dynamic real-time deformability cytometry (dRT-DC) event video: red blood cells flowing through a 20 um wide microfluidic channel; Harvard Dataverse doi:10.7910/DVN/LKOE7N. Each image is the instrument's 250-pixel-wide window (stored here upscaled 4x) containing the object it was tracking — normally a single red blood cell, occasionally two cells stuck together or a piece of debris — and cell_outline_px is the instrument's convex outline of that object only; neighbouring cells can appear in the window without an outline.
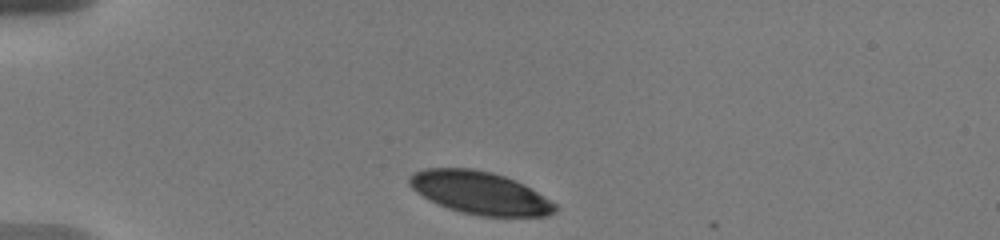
{"species": "human", "species_latin": "Homo sapiens", "temperature_condition": "warm", "stored_images_in_passage": 5, "camera_frame_rate_fps": 3000, "um_per_image_px": 0.085, "donor": {"sex": "male"}, "frame": {"image": 1, "passage_image": 1, "time_ms": 0.0, "image_size_px": [1000, 240], "cell_outline_px": [[556, 212], [548, 216], [476, 216], [460, 212], [448, 208], [428, 200], [416, 192], [408, 184], [408, 176], [424, 168], [472, 168], [492, 172], [516, 180], [524, 184], [544, 196], [556, 204]], "centroid_in_image_um": [40.77, 16.39], "position_along_channel_um": 44.2, "area_um2": 36.47}}
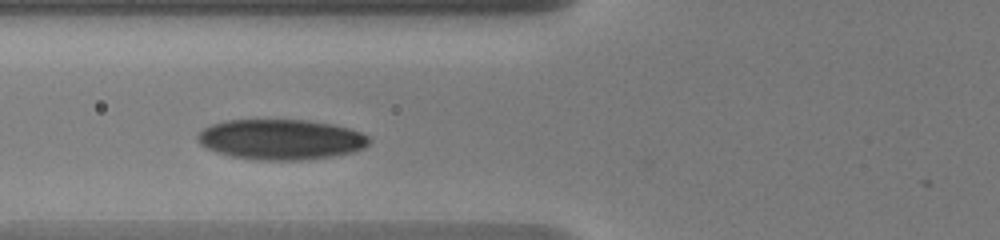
{"frame": {"image": 2, "passage_image": 4, "time_ms": 2.667, "image_size_px": [1000, 240], "cell_outline_px": [[372, 140], [364, 148], [352, 152], [332, 156], [304, 160], [256, 160], [232, 156], [216, 152], [200, 144], [196, 140], [196, 136], [204, 128], [212, 124], [224, 120], [308, 120], [332, 124], [348, 128], [360, 132], [368, 136]], "centroid_in_image_um": [23.87, 11.85], "position_along_channel_um": 101.9, "area_um2": 40.4}}